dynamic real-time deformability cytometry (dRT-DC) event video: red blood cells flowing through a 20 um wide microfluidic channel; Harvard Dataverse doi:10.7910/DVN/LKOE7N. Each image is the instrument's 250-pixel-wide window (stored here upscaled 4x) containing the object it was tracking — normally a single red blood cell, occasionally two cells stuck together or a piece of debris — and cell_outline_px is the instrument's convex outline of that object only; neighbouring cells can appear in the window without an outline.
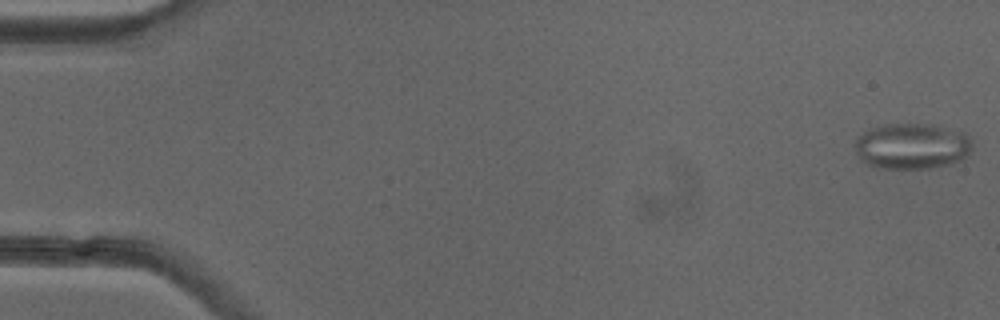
{"species": "common noctule bat (a hibernating species)", "species_latin": "Nyctalus noctula", "temperature_condition": "cold", "stored_images_in_passage": 51, "camera_frame_rate_fps": 3000, "um_per_image_px": 0.085, "animal": {"sex": "female"}, "frame": {"image": 1, "passage_image": 1, "time_ms": 0.0, "image_size_px": [1000, 320], "cell_outline_px": [[972, 148], [960, 160], [952, 164], [932, 168], [880, 168], [868, 164], [860, 160], [856, 152], [856, 140], [864, 132], [872, 128], [884, 124], [940, 124], [964, 132], [972, 140]], "centroid_in_image_um": [77.56, 12.41], "position_along_channel_um": 7.4, "area_um2": 31.56}}
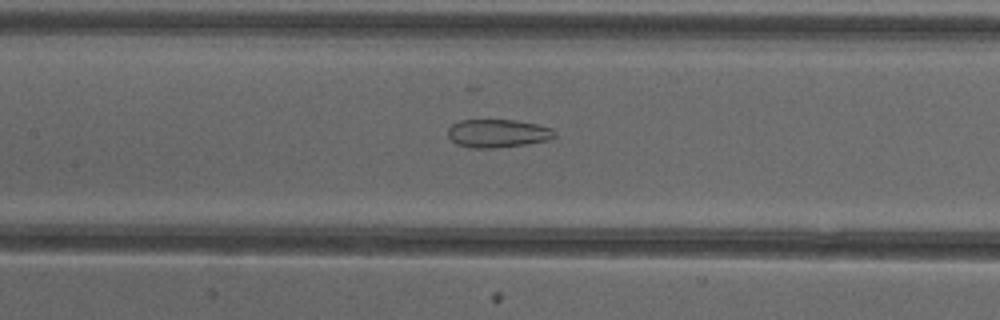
{"frame": {"image": 2, "passage_image": 24, "time_ms": 7.667, "image_size_px": [1000, 320], "cell_outline_px": [[556, 136], [548, 140], [524, 144], [496, 148], [468, 148], [456, 144], [448, 136], [448, 128], [452, 124], [460, 120], [516, 120], [536, 124], [552, 128], [556, 132]], "centroid_in_image_um": [42.29, 11.34], "position_along_channel_um": 165.1, "area_um2": 17.63}}
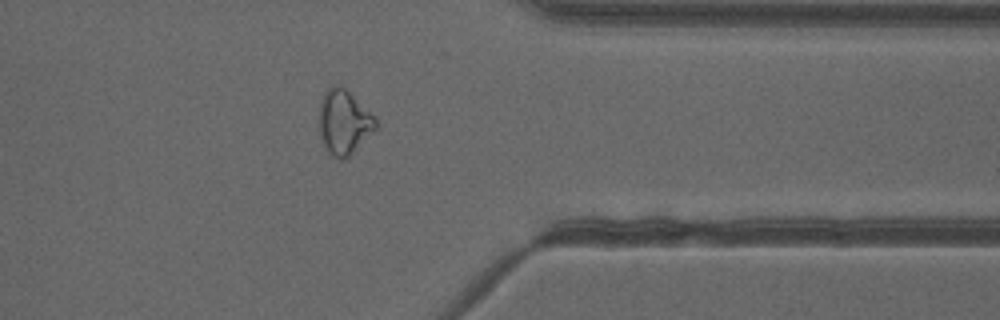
{"frame": {"image": 3, "passage_image": 41, "time_ms": 13.333, "image_size_px": [1000, 320], "cell_outline_px": [[376, 128], [344, 160], [340, 160], [332, 156], [328, 152], [324, 144], [320, 132], [320, 100], [324, 92], [328, 88], [344, 88], [376, 120]], "centroid_in_image_um": [29.19, 10.43], "position_along_channel_um": 382.2, "area_um2": 20.17}, "authors_computed_cell_mechanics": {"area_um2": 23.0044, "velocity_mm_per_s": 3.9997, "shape_relaxation_time_tau1_ms": null, "shape_relaxation_time_tau2_ms": 2.099, "deformation_change_tau1": null, "deformation_change_tau2": 0.0998}}